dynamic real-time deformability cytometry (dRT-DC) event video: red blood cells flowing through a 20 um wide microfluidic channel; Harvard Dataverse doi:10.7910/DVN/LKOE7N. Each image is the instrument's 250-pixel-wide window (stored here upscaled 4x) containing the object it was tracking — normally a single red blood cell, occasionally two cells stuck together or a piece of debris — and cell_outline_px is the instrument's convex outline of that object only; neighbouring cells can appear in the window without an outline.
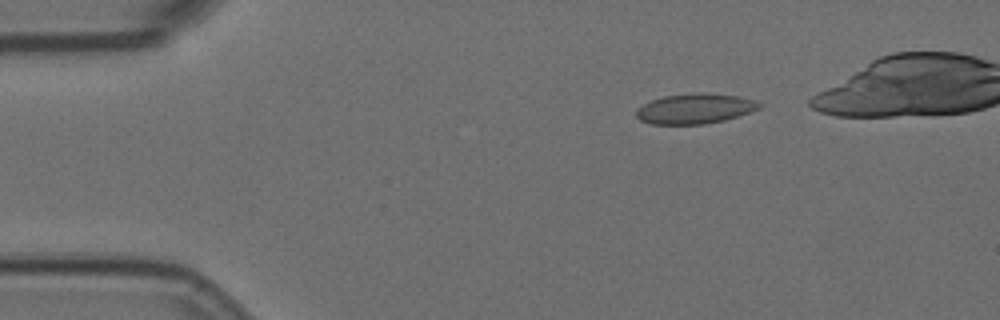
{"species": "Egyptian fruit bat (a non-hibernating species)", "species_latin": "Rousettus aegyptiacus", "temperature_condition": "room temperature", "stored_images_in_passage": 46, "camera_frame_rate_fps": 3000, "um_per_image_px": 0.085, "animal": {"sex": "female"}, "frame": {"image": 1, "passage_image": 6, "time_ms": 1.667, "image_size_px": [1000, 320], "cell_outline_px": [[764, 104], [760, 108], [724, 120], [704, 124], [652, 124], [640, 120], [636, 116], [636, 108], [652, 100], [664, 96], [696, 92], [708, 92], [740, 96], [756, 100]], "centroid_in_image_um": [59.09, 9.22], "position_along_channel_um": 25.9, "area_um2": 21.73}}
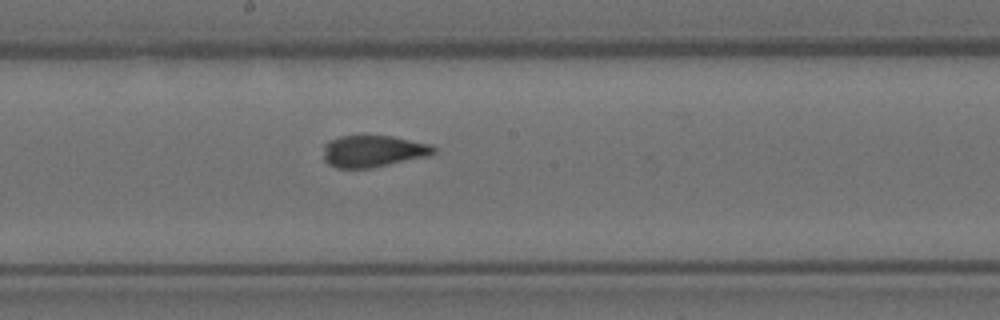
{"frame": {"image": 2, "passage_image": 27, "time_ms": 8.667, "image_size_px": [1000, 320], "cell_outline_px": [[436, 152], [428, 156], [372, 168], [336, 168], [328, 164], [324, 160], [324, 144], [328, 140], [340, 136], [392, 136], [432, 144], [436, 148]], "centroid_in_image_um": [31.72, 12.85], "position_along_channel_um": 216.5, "area_um2": 20.58}}
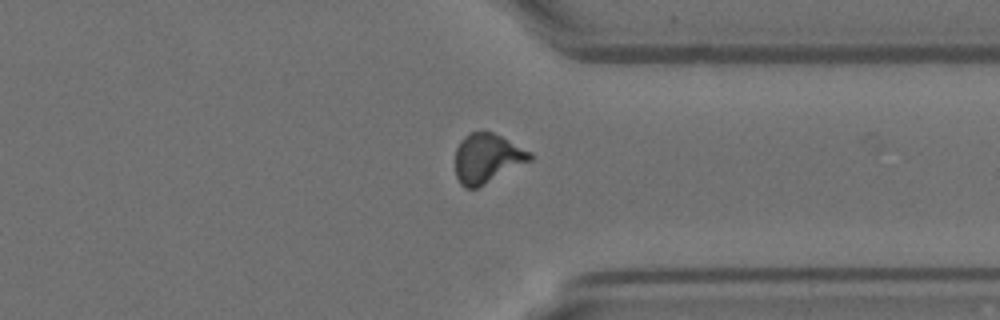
{"frame": {"image": 3, "passage_image": 40, "time_ms": 13.0, "image_size_px": [1000, 320], "cell_outline_px": [[532, 160], [476, 188], [464, 188], [460, 184], [456, 176], [456, 148], [460, 140], [468, 132], [492, 132], [532, 152]], "centroid_in_image_um": [41.39, 13.45], "position_along_channel_um": 370.0, "area_um2": 21.33}}